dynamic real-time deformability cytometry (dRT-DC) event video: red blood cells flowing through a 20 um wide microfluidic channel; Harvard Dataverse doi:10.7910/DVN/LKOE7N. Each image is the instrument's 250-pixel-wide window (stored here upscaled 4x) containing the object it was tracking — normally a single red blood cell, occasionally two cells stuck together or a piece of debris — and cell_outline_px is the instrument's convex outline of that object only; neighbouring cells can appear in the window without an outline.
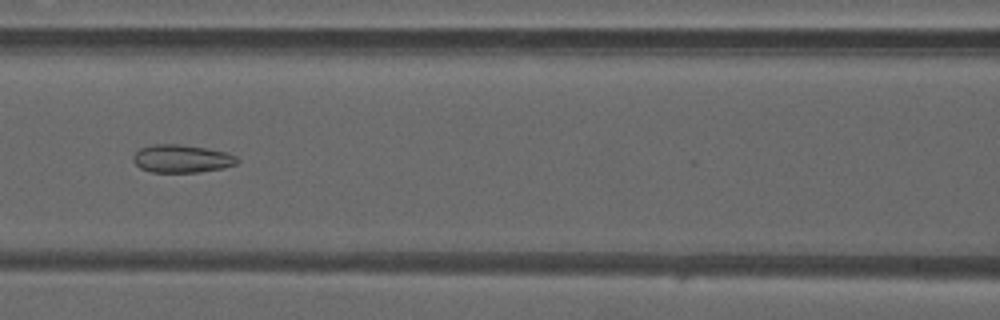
{"species": "common noctule bat (a hibernating species)", "species_latin": "Nyctalus noctula", "temperature_condition": "warm", "stored_images_in_passage": 33, "camera_frame_rate_fps": 3000, "um_per_image_px": 0.085, "animal": {"sex": "male", "forearm_length_mm": 52.5}, "frame": {"image": 1, "passage_image": 13, "time_ms": 4.0, "image_size_px": [1000, 320], "cell_outline_px": [[240, 160], [236, 164], [224, 168], [200, 172], [152, 172], [140, 168], [132, 160], [132, 156], [140, 148], [152, 144], [180, 144], [208, 148], [228, 152], [236, 156]], "centroid_in_image_um": [15.47, 13.48], "position_along_channel_um": 151.1, "area_um2": 17.17}}
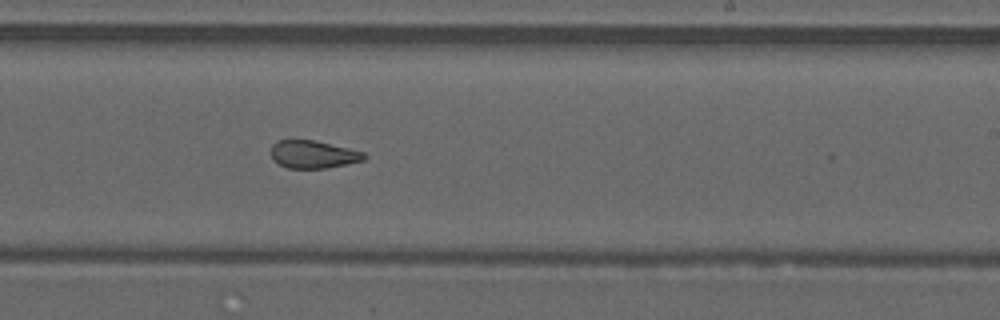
{"frame": {"image": 2, "passage_image": 21, "time_ms": 6.667, "image_size_px": [1000, 320], "cell_outline_px": [[368, 156], [364, 160], [328, 168], [288, 168], [272, 160], [268, 152], [272, 144], [276, 140], [316, 140], [364, 152]], "centroid_in_image_um": [26.58, 13.11], "position_along_channel_um": 262.4, "area_um2": 15.32}}
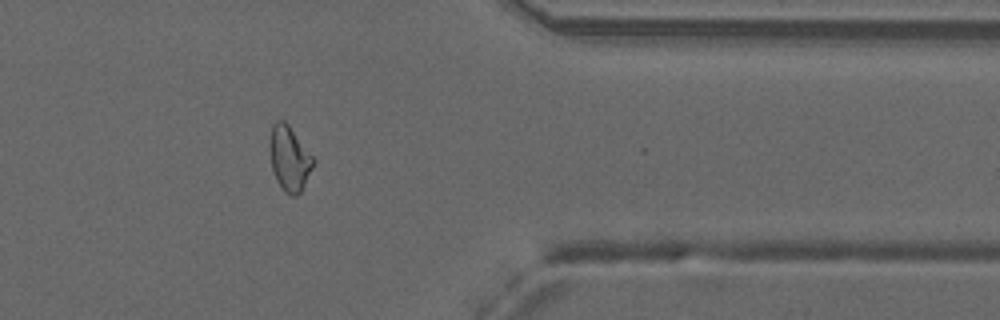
{"frame": {"image": 3, "passage_image": 31, "time_ms": 10.0, "image_size_px": [1000, 320], "cell_outline_px": [[316, 160], [300, 192], [296, 196], [288, 196], [284, 192], [276, 180], [272, 168], [268, 144], [272, 124], [276, 120], [284, 120], [288, 124]], "centroid_in_image_um": [24.57, 13.46], "position_along_channel_um": 386.8, "area_um2": 16.59}, "authors_computed_cell_mechanics": {"area_um2": 16.473, "velocity_mm_per_s": 4.1903, "shape_relaxation_time_tau1_ms": null, "shape_relaxation_time_tau2_ms": 1.5379, "deformation_change_tau1": null, "deformation_change_tau2": 0.0836}}